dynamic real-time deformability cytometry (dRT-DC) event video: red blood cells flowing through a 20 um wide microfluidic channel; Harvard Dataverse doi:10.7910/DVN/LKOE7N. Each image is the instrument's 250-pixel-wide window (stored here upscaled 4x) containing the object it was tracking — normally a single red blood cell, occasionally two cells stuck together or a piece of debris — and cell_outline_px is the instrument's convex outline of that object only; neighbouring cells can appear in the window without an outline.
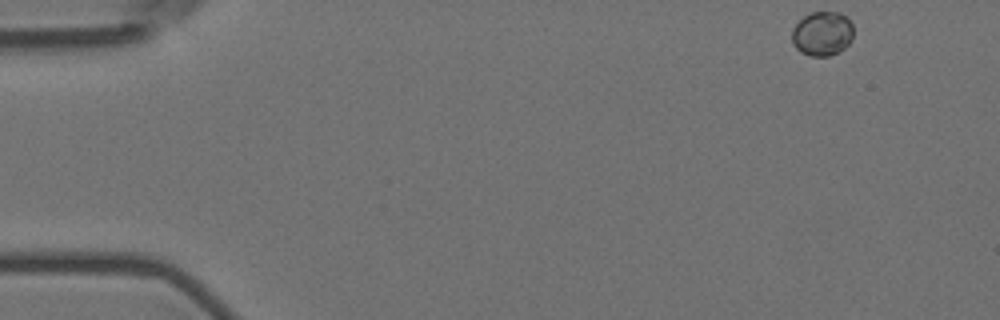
{"species": "Egyptian fruit bat (a non-hibernating species)", "species_latin": "Rousettus aegyptiacus", "temperature_condition": "room temperature", "stored_images_in_passage": 5, "camera_frame_rate_fps": 3000, "um_per_image_px": 0.085, "animal": {"sex": "female"}, "frame": {"image": 1, "passage_image": 1, "time_ms": 0.0, "image_size_px": [1000, 320], "cell_outline_px": [[852, 40], [840, 52], [828, 56], [812, 56], [800, 52], [792, 44], [792, 28], [804, 16], [812, 12], [840, 12], [852, 24]], "centroid_in_image_um": [69.88, 2.87], "position_along_channel_um": 15.1, "area_um2": 15.9}}
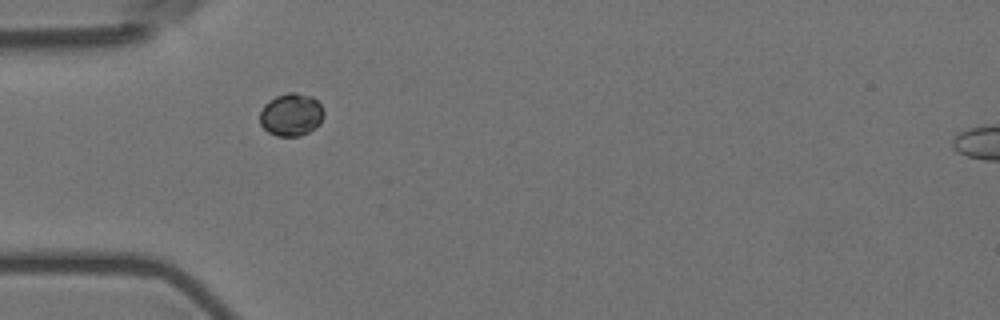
{"frame": {"image": 2, "passage_image": 4, "time_ms": 1.0, "image_size_px": [1000, 320], "cell_outline_px": [[324, 116], [320, 124], [316, 128], [300, 136], [276, 136], [268, 132], [260, 124], [260, 112], [264, 104], [268, 100], [276, 96], [288, 92], [296, 92], [312, 96], [320, 104], [324, 112]], "centroid_in_image_um": [24.75, 9.74], "position_along_channel_um": 60.2, "area_um2": 16.13}}
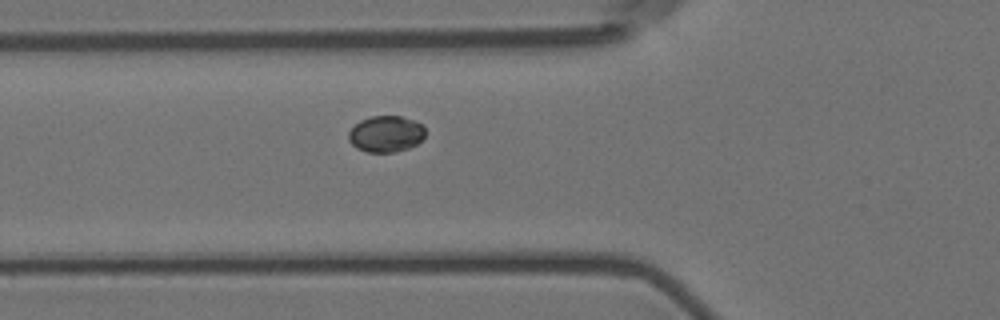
{"frame": {"image": 3, "passage_image": 5, "time_ms": 1.333, "image_size_px": [1000, 320], "cell_outline_px": [[424, 136], [416, 144], [408, 148], [392, 152], [368, 152], [356, 148], [348, 140], [348, 132], [360, 120], [372, 116], [400, 116], [416, 120], [424, 128]], "centroid_in_image_um": [32.78, 11.38], "position_along_channel_um": 93.0, "area_um2": 16.13}}